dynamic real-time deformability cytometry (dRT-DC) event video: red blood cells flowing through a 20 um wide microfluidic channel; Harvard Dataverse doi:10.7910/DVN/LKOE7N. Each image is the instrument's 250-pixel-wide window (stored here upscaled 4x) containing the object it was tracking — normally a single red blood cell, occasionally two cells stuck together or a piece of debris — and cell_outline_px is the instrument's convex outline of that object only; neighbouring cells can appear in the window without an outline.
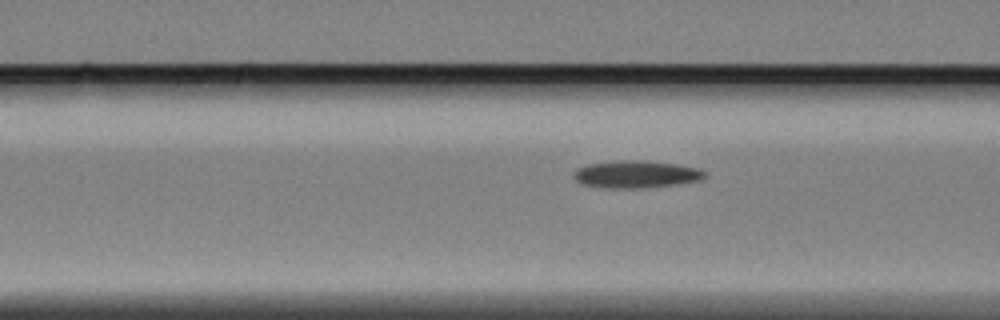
{"species": "Egyptian fruit bat (a non-hibernating species)", "species_latin": "Rousettus aegyptiacus", "temperature_condition": "cold", "stored_images_in_passage": 7, "camera_frame_rate_fps": 3000, "um_per_image_px": 0.085, "animal": {"sex": "female"}, "frame": {"image": 1, "passage_image": 4, "time_ms": 1.0, "image_size_px": [1000, 320], "cell_outline_px": [[708, 176], [700, 180], [680, 184], [644, 188], [604, 188], [584, 184], [576, 180], [572, 176], [572, 172], [576, 168], [588, 164], [620, 160], [644, 160], [676, 164], [700, 168], [708, 172]], "centroid_in_image_um": [54.11, 14.81], "position_along_channel_um": 112.5, "area_um2": 21.27}}